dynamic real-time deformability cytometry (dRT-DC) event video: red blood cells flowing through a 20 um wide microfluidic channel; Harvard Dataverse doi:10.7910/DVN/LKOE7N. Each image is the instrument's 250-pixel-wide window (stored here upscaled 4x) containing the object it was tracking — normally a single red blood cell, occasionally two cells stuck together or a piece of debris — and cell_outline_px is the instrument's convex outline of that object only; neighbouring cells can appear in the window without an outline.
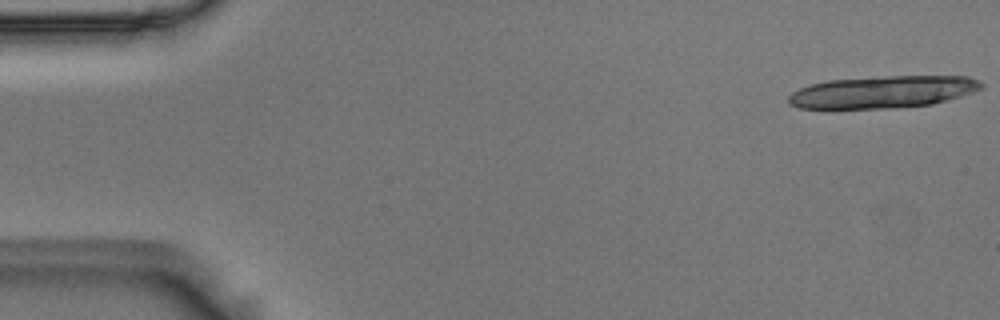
{"species": "Egyptian fruit bat (a non-hibernating species)", "species_latin": "Rousettus aegyptiacus", "temperature_condition": "room temperature", "stored_images_in_passage": 18, "camera_frame_rate_fps": 3000, "um_per_image_px": 0.085, "animal": {"sex": "male"}, "frame": {"image": 1, "passage_image": 1, "time_ms": 0.0, "image_size_px": [1000, 320], "cell_outline_px": [[984, 88], [948, 100], [932, 104], [892, 108], [800, 108], [788, 104], [788, 96], [792, 92], [800, 88], [812, 84], [828, 80], [888, 76], [968, 76], [980, 80], [984, 84]], "centroid_in_image_um": [75.07, 7.81], "position_along_channel_um": 9.9, "area_um2": 36.13}}